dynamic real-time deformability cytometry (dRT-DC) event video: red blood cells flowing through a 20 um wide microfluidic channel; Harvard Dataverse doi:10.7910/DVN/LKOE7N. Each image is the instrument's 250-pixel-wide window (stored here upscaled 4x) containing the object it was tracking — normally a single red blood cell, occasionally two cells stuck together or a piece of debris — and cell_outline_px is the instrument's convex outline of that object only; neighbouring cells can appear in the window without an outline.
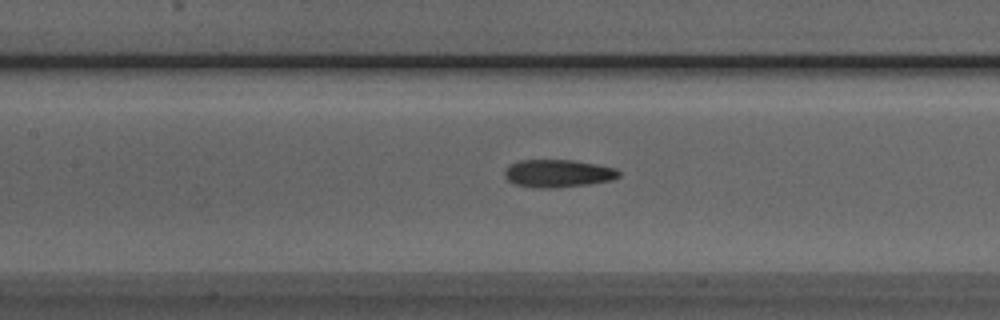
{"species": "Egyptian fruit bat (a non-hibernating species)", "species_latin": "Rousettus aegyptiacus", "temperature_condition": "room temperature", "stored_images_in_passage": 6, "camera_frame_rate_fps": 3000, "um_per_image_px": 0.085, "animal": {"sex": "male"}, "frame": {"image": 1, "passage_image": 5, "time_ms": 1.333, "image_size_px": [1000, 320], "cell_outline_px": [[620, 176], [612, 180], [588, 184], [556, 188], [536, 188], [512, 184], [504, 176], [504, 172], [508, 164], [520, 160], [572, 160], [596, 164], [616, 168], [620, 172]], "centroid_in_image_um": [47.4, 14.74], "position_along_channel_um": 160.0, "area_um2": 18.67}}